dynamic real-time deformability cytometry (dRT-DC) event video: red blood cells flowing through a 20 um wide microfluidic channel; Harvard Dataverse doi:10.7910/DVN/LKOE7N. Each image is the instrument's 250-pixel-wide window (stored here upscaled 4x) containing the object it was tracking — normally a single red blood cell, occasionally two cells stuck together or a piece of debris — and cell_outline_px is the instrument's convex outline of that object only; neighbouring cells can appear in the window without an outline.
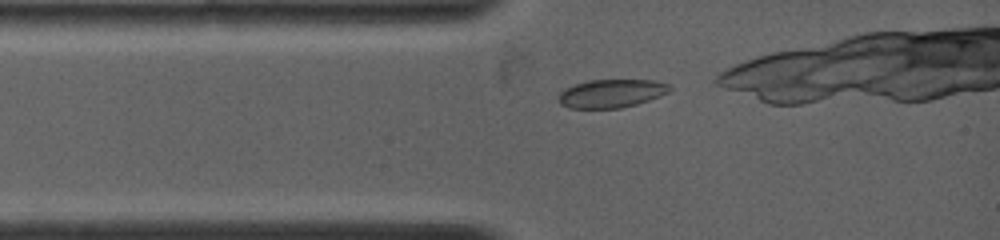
{"species": "common noctule bat (a hibernating species)", "species_latin": "Nyctalus noctula", "temperature_condition": "warm", "stored_images_in_passage": 4, "camera_frame_rate_fps": 4500, "um_per_image_px": 0.085, "animal": {"sex": "female", "body_mass_g": 19.0, "forearm_length_mm": 53.3}, "frame": {"image": 1, "passage_image": 1, "time_ms": 0.0, "image_size_px": [1000, 240], "cell_outline_px": [[672, 88], [668, 92], [660, 96], [636, 104], [620, 108], [568, 108], [560, 104], [556, 96], [564, 88], [588, 80], [656, 80], [672, 84]], "centroid_in_image_um": [51.96, 7.93], "position_along_channel_um": 33.0, "area_um2": 18.55}}